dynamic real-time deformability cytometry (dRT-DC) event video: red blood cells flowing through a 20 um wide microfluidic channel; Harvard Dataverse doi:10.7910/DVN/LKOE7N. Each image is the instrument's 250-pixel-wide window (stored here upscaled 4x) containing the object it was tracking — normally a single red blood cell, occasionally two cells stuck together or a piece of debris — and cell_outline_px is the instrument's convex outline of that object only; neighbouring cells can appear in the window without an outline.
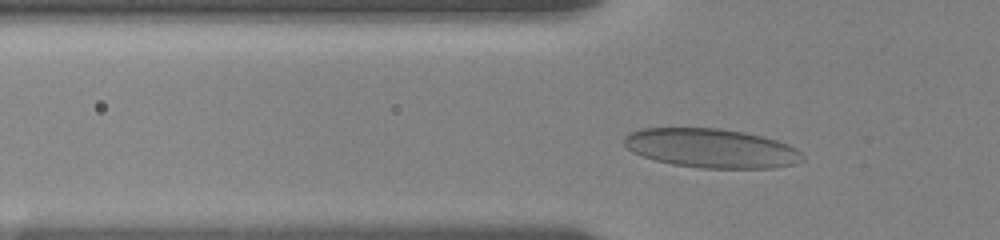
{"species": "human", "species_latin": "Homo sapiens", "temperature_condition": "room temperature", "stored_images_in_passage": 40, "camera_frame_rate_fps": 3000, "um_per_image_px": 0.085, "donor": {"sex": "female"}, "frame": {"image": 1, "passage_image": 10, "time_ms": 3.0, "image_size_px": [1000, 240], "cell_outline_px": [[804, 160], [796, 164], [772, 168], [704, 168], [672, 164], [656, 160], [632, 152], [624, 144], [624, 136], [628, 132], [640, 128], [720, 128], [744, 132], [776, 140], [788, 144], [796, 148], [804, 156]], "centroid_in_image_um": [60.46, 12.59], "position_along_channel_um": 65.3, "area_um2": 40.75}}
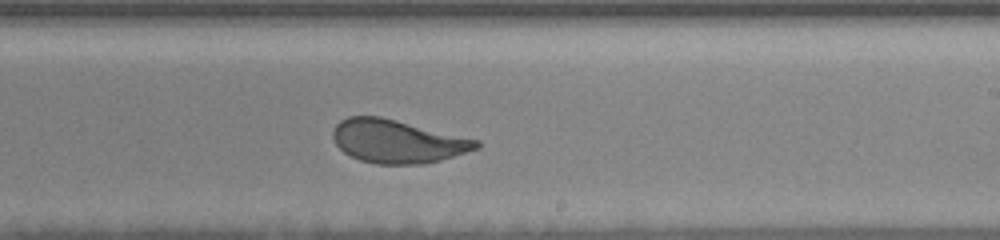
{"frame": {"image": 2, "passage_image": 26, "time_ms": 8.333, "image_size_px": [1000, 240], "cell_outline_px": [[480, 148], [440, 160], [424, 164], [376, 164], [360, 160], [344, 152], [336, 144], [332, 136], [332, 132], [336, 124], [340, 120], [348, 116], [380, 116], [480, 140]], "centroid_in_image_um": [33.78, 12.01], "position_along_channel_um": 255.2, "area_um2": 36.13}}
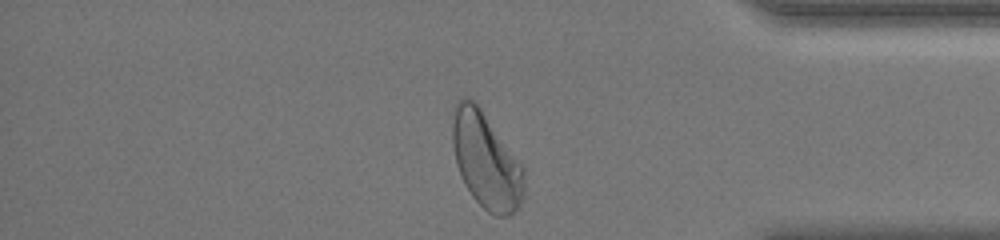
{"frame": {"image": 3, "passage_image": 39, "time_ms": 12.667, "image_size_px": [1000, 240], "cell_outline_px": [[524, 196], [520, 204], [508, 216], [496, 216], [488, 212], [472, 196], [464, 184], [456, 164], [452, 144], [452, 104], [456, 100], [472, 100], [480, 108], [524, 168]], "centroid_in_image_um": [41.28, 13.66], "position_along_channel_um": 393.9, "area_um2": 39.77}, "authors_computed_cell_mechanics": {"area_um2": 37.1365, "velocity_mm_per_s": 3.6005, "shape_relaxation_time_tau1_ms": 3.8242, "shape_relaxation_time_tau2_ms": null, "deformation_change_tau1": 0.1368, "deformation_change_tau2": null}}